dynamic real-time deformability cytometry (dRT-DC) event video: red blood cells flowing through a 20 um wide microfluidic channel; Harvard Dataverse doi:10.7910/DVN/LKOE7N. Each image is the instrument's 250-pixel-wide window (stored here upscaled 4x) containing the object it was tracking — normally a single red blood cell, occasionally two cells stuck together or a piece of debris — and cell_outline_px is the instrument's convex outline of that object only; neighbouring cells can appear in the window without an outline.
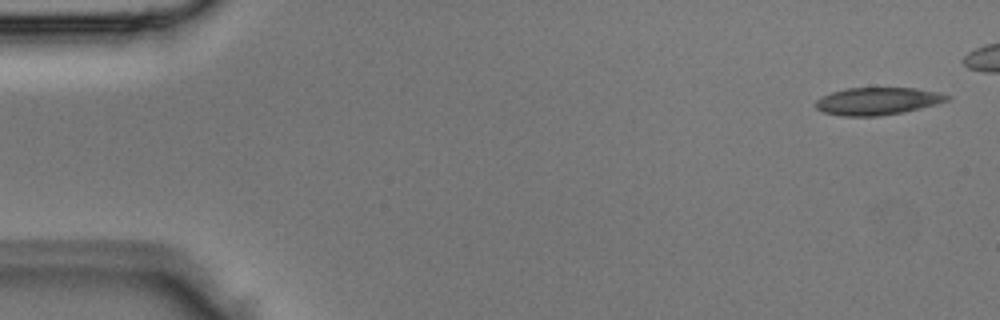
{"species": "Egyptian fruit bat (a non-hibernating species)", "species_latin": "Rousettus aegyptiacus", "temperature_condition": "room temperature", "stored_images_in_passage": 4, "camera_frame_rate_fps": 3000, "um_per_image_px": 0.085, "animal": {"sex": "male"}, "frame": {"image": 1, "passage_image": 1, "time_ms": 0.0, "image_size_px": [1000, 320], "cell_outline_px": [[952, 96], [948, 100], [936, 104], [904, 112], [876, 116], [844, 116], [824, 112], [816, 108], [816, 100], [832, 92], [848, 88], [916, 88], [940, 92]], "centroid_in_image_um": [74.63, 8.59], "position_along_channel_um": 10.4, "area_um2": 20.87}}